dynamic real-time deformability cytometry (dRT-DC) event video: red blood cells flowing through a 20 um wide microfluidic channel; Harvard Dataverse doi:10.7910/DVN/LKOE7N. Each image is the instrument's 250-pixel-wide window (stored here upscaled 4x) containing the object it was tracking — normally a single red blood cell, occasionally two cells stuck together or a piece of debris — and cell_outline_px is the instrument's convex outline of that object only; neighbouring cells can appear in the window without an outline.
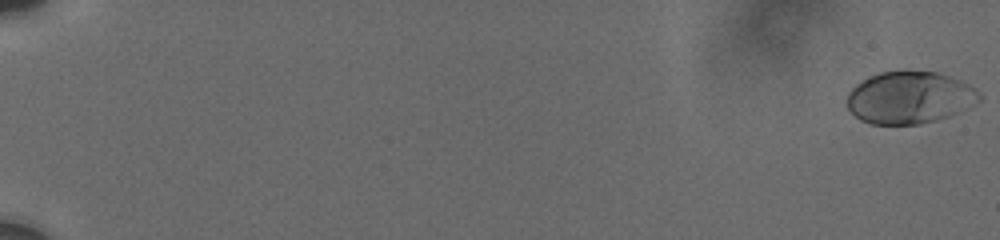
{"species": "human", "species_latin": "Homo sapiens", "temperature_condition": "cold", "stored_images_in_passage": 60, "camera_frame_rate_fps": 3000, "um_per_image_px": 0.085, "donor": {"sex": "male"}, "frame": {"image": 1, "passage_image": 1, "time_ms": 0.0, "image_size_px": [1000, 240], "cell_outline_px": [[984, 96], [976, 104], [948, 116], [936, 120], [920, 124], [872, 124], [860, 120], [848, 108], [848, 92], [856, 84], [868, 76], [880, 72], [936, 72], [960, 80], [976, 88]], "centroid_in_image_um": [77.34, 8.3], "position_along_channel_um": 7.7, "area_um2": 40.06}}
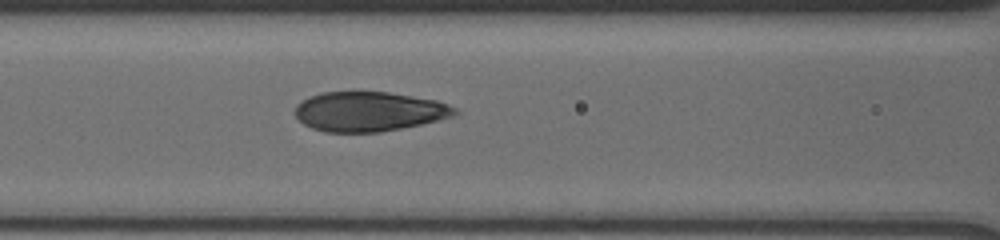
{"frame": {"image": 2, "passage_image": 51, "time_ms": 9.333, "image_size_px": [1000, 240], "cell_outline_px": [[460, 112], [452, 116], [420, 124], [380, 132], [324, 132], [312, 128], [304, 124], [296, 116], [296, 104], [300, 100], [308, 96], [320, 92], [388, 92], [436, 100], [448, 104], [456, 108]], "centroid_in_image_um": [31.33, 9.47], "position_along_channel_um": 135.3, "area_um2": 36.82}}
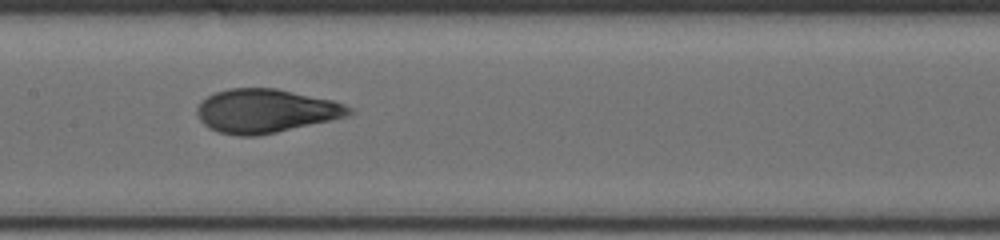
{"frame": {"image": 3, "passage_image": 59, "time_ms": 10.667, "image_size_px": [1000, 240], "cell_outline_px": [[352, 112], [344, 116], [328, 120], [276, 132], [256, 136], [240, 136], [220, 132], [208, 128], [200, 120], [196, 112], [196, 108], [208, 96], [216, 92], [228, 88], [276, 88], [332, 100], [344, 104], [352, 108]], "centroid_in_image_um": [22.53, 9.42], "position_along_channel_um": 184.9, "area_um2": 38.21}}